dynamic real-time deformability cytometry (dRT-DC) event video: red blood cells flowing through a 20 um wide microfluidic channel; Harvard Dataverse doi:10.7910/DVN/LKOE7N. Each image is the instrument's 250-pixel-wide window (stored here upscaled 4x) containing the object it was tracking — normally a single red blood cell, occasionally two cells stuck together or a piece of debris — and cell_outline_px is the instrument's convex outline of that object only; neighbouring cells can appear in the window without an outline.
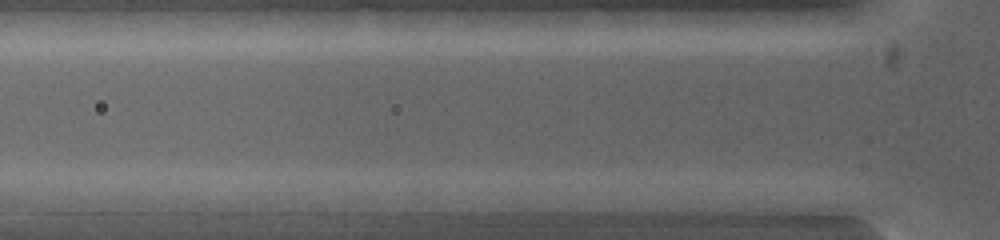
{"species": "common noctule bat (a hibernating species)", "species_latin": "Nyctalus noctula", "temperature_condition": "warm", "stored_images_in_passage": 4, "camera_frame_rate_fps": 5000, "um_per_image_px": 0.085, "animal": {"sex": "female", "body_mass_g": 19.0, "forearm_length_mm": 53.3}, "frame": {"image": 1, "passage_image": 4, "time_ms": 0.4, "image_size_px": [1000, 240], "cell_outline_px": [[600, 200], [556, 212], [500, 212], [496, 200], [504, 196], [516, 192], [560, 192]], "centroid_in_image_um": [45.95, 17.17], "position_along_channel_um": 79.8, "area_um2": 11.27}}